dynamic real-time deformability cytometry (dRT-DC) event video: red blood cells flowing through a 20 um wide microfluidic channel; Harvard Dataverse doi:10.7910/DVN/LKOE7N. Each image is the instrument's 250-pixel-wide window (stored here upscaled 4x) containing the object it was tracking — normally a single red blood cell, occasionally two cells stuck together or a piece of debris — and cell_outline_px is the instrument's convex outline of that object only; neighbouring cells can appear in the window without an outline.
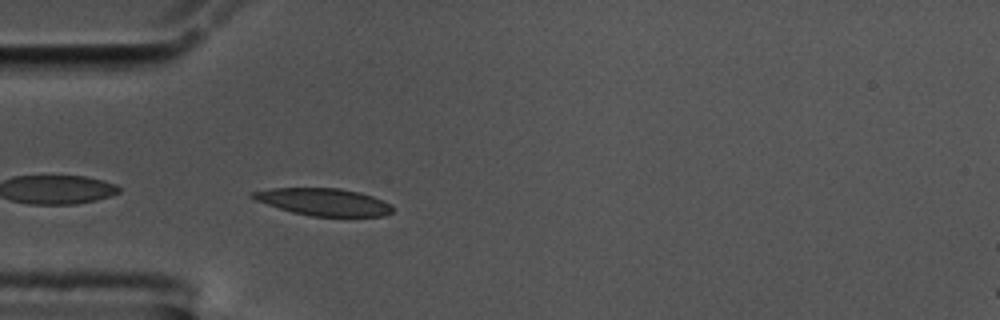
{"species": "common noctule bat (a hibernating species)", "species_latin": "Nyctalus noctula", "temperature_condition": "cold", "stored_images_in_passage": 42, "camera_frame_rate_fps": 3000, "um_per_image_px": 0.085, "animal": {"sex": "male", "body_mass_g": 17.5, "forearm_length_mm": 52.3}, "frame": {"image": 1, "passage_image": 2, "time_ms": 0.333, "image_size_px": [1000, 320], "cell_outline_px": [[392, 212], [384, 216], [312, 216], [292, 212], [256, 200], [248, 196], [248, 192], [272, 188], [340, 188], [360, 192], [372, 196], [392, 204]], "centroid_in_image_um": [27.49, 17.15], "position_along_channel_um": 57.5, "area_um2": 22.2}}
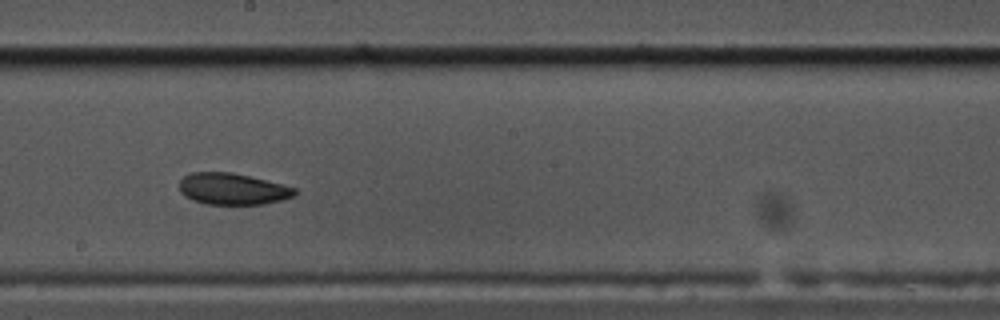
{"frame": {"image": 2, "passage_image": 17, "time_ms": 5.333, "image_size_px": [1000, 320], "cell_outline_px": [[296, 196], [284, 200], [264, 204], [204, 204], [192, 200], [184, 196], [180, 192], [180, 180], [184, 176], [192, 172], [228, 172], [248, 176], [296, 188]], "centroid_in_image_um": [19.76, 16.07], "position_along_channel_um": 228.4, "area_um2": 21.15}}
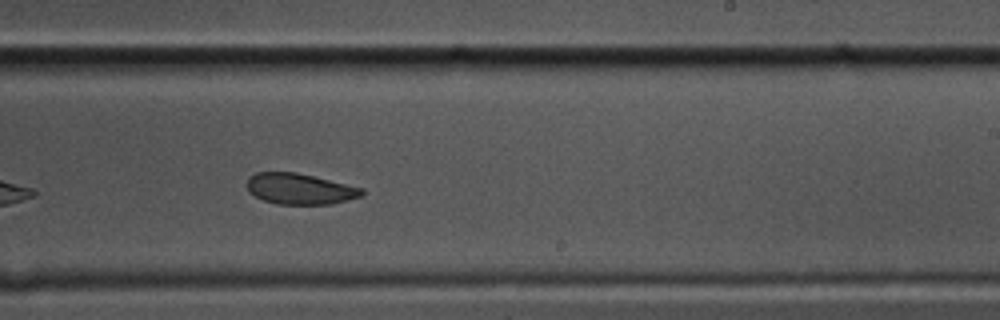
{"frame": {"image": 3, "passage_image": 20, "time_ms": 6.333, "image_size_px": [1000, 320], "cell_outline_px": [[364, 192], [360, 196], [328, 204], [276, 204], [264, 200], [248, 192], [244, 184], [248, 176], [256, 172], [296, 172], [364, 188]], "centroid_in_image_um": [25.4, 16.04], "position_along_channel_um": 263.6, "area_um2": 20.69}, "authors_computed_cell_mechanics": {"area_um2": 22.253, "velocity_mm_per_s": 3.5083, "shape_relaxation_time_tau1_ms": 7.9162, "shape_relaxation_time_tau2_ms": 3.0827, "deformation_change_tau1": 0.1527, "deformation_change_tau2": 0.0772}}